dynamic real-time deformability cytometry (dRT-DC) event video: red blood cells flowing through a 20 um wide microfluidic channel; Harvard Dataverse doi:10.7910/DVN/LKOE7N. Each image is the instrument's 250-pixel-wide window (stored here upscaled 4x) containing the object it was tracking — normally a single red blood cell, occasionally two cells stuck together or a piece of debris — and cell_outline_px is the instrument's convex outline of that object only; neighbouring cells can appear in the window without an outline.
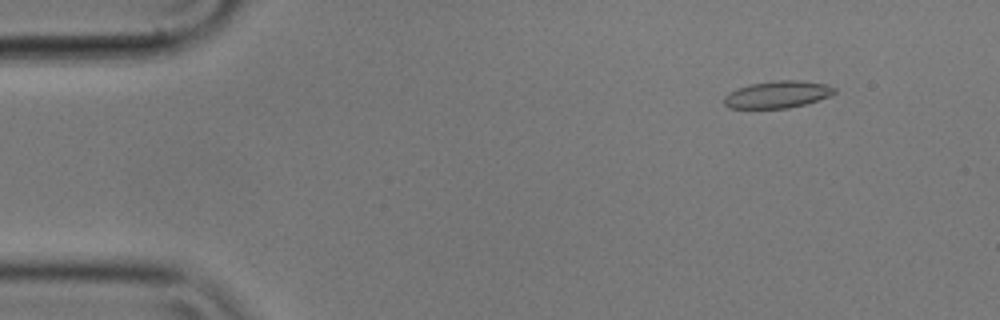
{"species": "common noctule bat (a hibernating species)", "species_latin": "Nyctalus noctula", "temperature_condition": "cold", "stored_images_in_passage": 17, "camera_frame_rate_fps": 3000, "um_per_image_px": 0.085, "animal": {"sex": "male", "body_mass_g": 17.9}, "frame": {"image": 1, "passage_image": 6, "time_ms": 1.667, "image_size_px": [1000, 320], "cell_outline_px": [[836, 92], [828, 96], [804, 104], [788, 108], [728, 108], [724, 104], [724, 96], [736, 88], [748, 84], [772, 80], [796, 80], [824, 84], [836, 88]], "centroid_in_image_um": [66.03, 8.02], "position_along_channel_um": 19.0, "area_um2": 17.34}}